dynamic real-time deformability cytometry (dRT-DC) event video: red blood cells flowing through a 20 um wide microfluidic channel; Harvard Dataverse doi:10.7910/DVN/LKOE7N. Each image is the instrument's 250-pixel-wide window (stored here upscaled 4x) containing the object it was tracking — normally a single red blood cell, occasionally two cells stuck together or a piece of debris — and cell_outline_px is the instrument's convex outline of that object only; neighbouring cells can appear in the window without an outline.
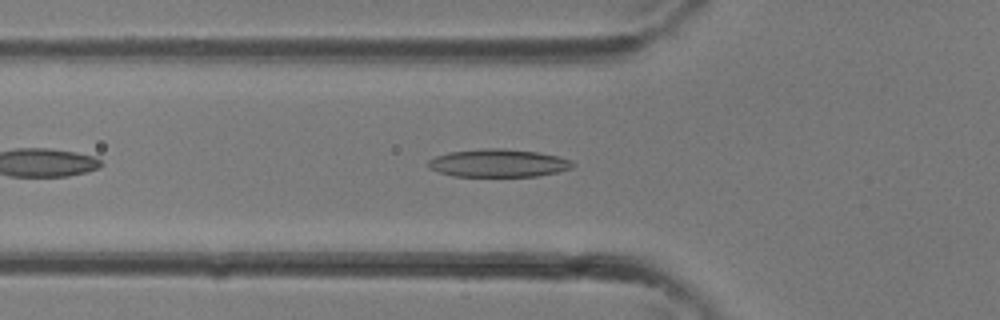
{"species": "common noctule bat (a hibernating species)", "species_latin": "Nyctalus noctula", "temperature_condition": "room temperature", "stored_images_in_passage": 28, "camera_frame_rate_fps": 3000, "um_per_image_px": 0.085, "animal": {"sex": "female"}, "frame": {"image": 1, "passage_image": 8, "time_ms": 2.333, "image_size_px": [1000, 320], "cell_outline_px": [[576, 164], [572, 168], [556, 172], [536, 176], [452, 176], [428, 168], [428, 160], [436, 156], [448, 152], [484, 148], [504, 148], [536, 152], [556, 156], [572, 160]], "centroid_in_image_um": [42.35, 13.86], "position_along_channel_um": 83.5, "area_um2": 23.47}}
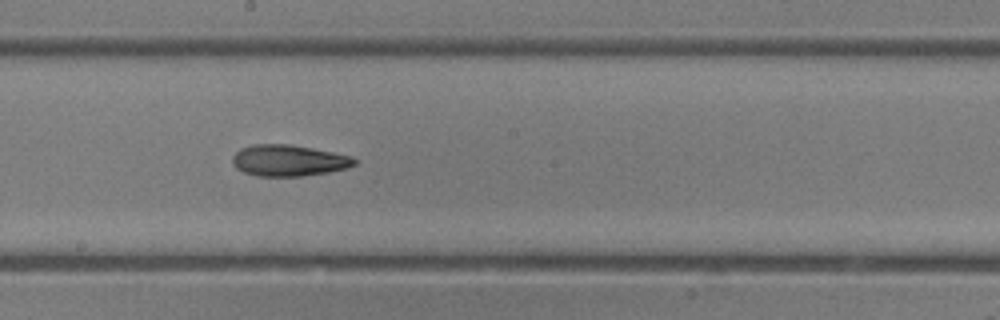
{"frame": {"image": 2, "passage_image": 15, "time_ms": 4.667, "image_size_px": [1000, 320], "cell_outline_px": [[356, 164], [348, 168], [328, 172], [304, 176], [256, 176], [244, 172], [236, 168], [232, 164], [232, 156], [240, 148], [252, 144], [288, 144], [312, 148], [352, 156], [356, 160]], "centroid_in_image_um": [24.51, 13.64], "position_along_channel_um": 223.7, "area_um2": 22.37}}
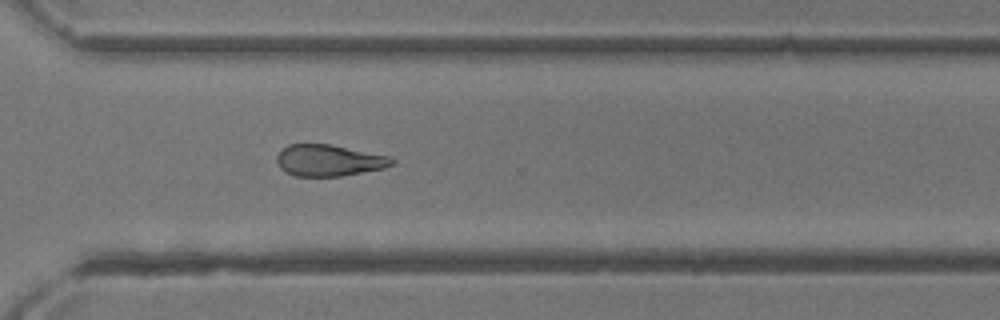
{"frame": {"image": 3, "passage_image": 21, "time_ms": 6.667, "image_size_px": [1000, 320], "cell_outline_px": [[396, 164], [384, 168], [340, 176], [296, 176], [284, 172], [280, 168], [276, 160], [276, 156], [288, 144], [332, 144], [392, 156], [396, 160]], "centroid_in_image_um": [28.0, 13.63], "position_along_channel_um": 342.6, "area_um2": 21.39}}